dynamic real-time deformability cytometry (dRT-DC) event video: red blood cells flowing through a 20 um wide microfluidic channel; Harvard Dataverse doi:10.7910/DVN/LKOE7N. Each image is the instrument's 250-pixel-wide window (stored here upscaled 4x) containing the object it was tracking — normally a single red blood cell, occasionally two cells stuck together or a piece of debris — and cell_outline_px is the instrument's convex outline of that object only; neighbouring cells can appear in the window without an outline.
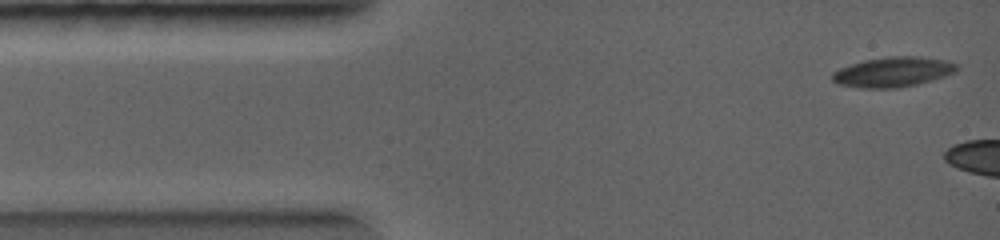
{"species": "common noctule bat (a hibernating species)", "species_latin": "Nyctalus noctula", "temperature_condition": "warm", "stored_images_in_passage": 3, "camera_frame_rate_fps": 5000, "um_per_image_px": 0.085, "animal": {"sex": "female", "body_mass_g": 19.0, "forearm_length_mm": 56.7}, "frame": {"image": 1, "passage_image": 1, "time_ms": 0.0, "image_size_px": [1000, 240], "cell_outline_px": [[960, 68], [956, 72], [932, 80], [900, 88], [860, 88], [836, 84], [832, 80], [832, 72], [840, 68], [864, 60], [888, 56], [920, 56], [948, 60], [956, 64]], "centroid_in_image_um": [75.91, 6.11], "position_along_channel_um": 9.1, "area_um2": 21.96}}